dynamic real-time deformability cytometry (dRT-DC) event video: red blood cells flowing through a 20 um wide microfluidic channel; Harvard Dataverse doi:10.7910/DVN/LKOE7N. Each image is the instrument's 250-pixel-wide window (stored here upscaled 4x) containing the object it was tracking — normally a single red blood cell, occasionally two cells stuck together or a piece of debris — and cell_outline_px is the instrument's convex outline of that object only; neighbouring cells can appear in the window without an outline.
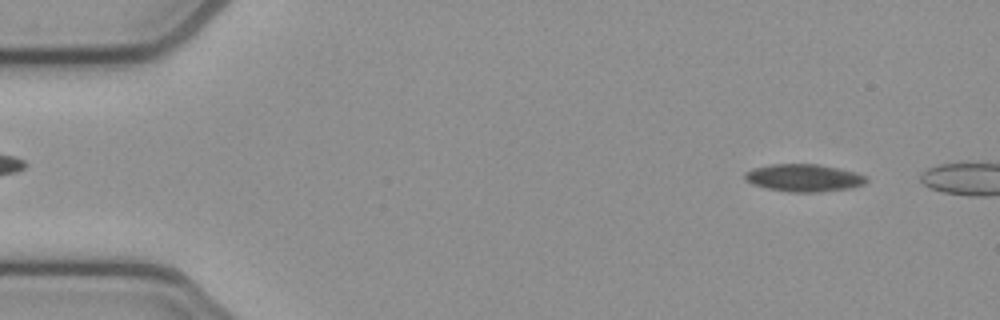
{"species": "common noctule bat (a hibernating species)", "species_latin": "Nyctalus noctula", "temperature_condition": "cold", "stored_images_in_passage": 7, "camera_frame_rate_fps": 3000, "um_per_image_px": 0.085, "animal": {"sex": "female", "body_mass_g": 21.9}, "frame": {"image": 1, "passage_image": 4, "time_ms": 1.0, "image_size_px": [1000, 320], "cell_outline_px": [[868, 180], [864, 184], [848, 188], [816, 192], [788, 192], [768, 188], [752, 184], [744, 180], [744, 172], [752, 168], [772, 164], [816, 164], [856, 172], [864, 176]], "centroid_in_image_um": [68.26, 15.11], "position_along_channel_um": 16.7, "area_um2": 19.31}}